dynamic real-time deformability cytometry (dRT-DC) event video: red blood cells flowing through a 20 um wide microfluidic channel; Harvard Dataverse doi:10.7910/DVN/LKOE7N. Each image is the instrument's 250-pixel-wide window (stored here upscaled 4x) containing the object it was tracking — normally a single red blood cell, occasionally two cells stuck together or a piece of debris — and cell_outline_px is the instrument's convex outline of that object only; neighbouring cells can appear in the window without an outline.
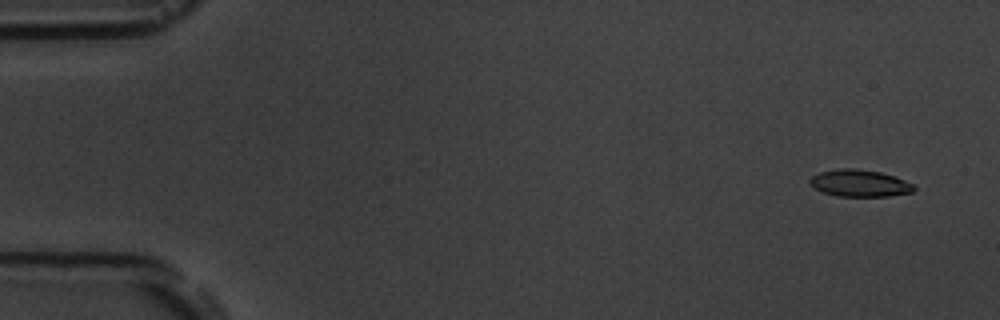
{"species": "common noctule bat (a hibernating species)", "species_latin": "Nyctalus noctula", "temperature_condition": "room temperature", "stored_images_in_passage": 4, "camera_frame_rate_fps": 3000, "um_per_image_px": 0.085, "animal": {"sex": "male", "body_mass_g": 19.5, "forearm_length_mm": 54.6}, "frame": {"image": 1, "passage_image": 1, "time_ms": 0.0, "image_size_px": [1000, 320], "cell_outline_px": [[916, 188], [912, 192], [888, 196], [836, 196], [824, 192], [816, 188], [808, 180], [812, 176], [820, 172], [840, 168], [852, 168], [880, 172], [904, 180], [912, 184]], "centroid_in_image_um": [73.06, 15.57], "position_along_channel_um": 11.9, "area_um2": 16.07}}
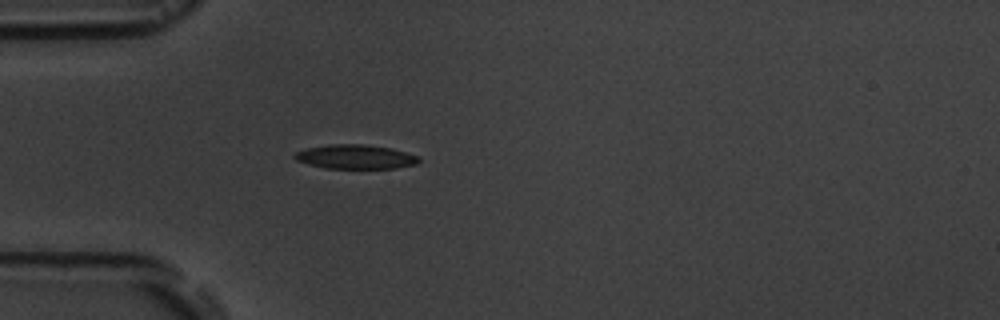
{"frame": {"image": 2, "passage_image": 4, "time_ms": 4.333, "image_size_px": [1000, 320], "cell_outline_px": [[420, 160], [416, 164], [396, 168], [324, 168], [308, 164], [296, 160], [292, 156], [296, 152], [308, 148], [332, 144], [364, 144], [392, 148], [416, 156]], "centroid_in_image_um": [30.19, 13.33], "position_along_channel_um": 54.8, "area_um2": 17.34}}